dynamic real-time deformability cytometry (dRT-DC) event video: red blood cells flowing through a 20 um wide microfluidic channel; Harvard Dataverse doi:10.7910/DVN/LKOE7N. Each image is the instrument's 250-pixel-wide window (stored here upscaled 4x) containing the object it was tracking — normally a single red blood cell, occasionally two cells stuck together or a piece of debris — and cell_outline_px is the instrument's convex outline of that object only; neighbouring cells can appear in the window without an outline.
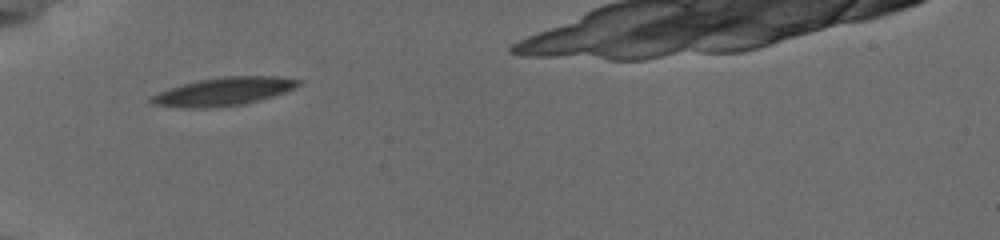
{"species": "common noctule bat (a hibernating species)", "species_latin": "Nyctalus noctula", "temperature_condition": "cold", "stored_images_in_passage": 19, "camera_frame_rate_fps": 3000, "um_per_image_px": 0.085, "animal": {"sex": "female", "body_mass_g": 19.5, "forearm_length_mm": 54.1}, "frame": {"image": 1, "passage_image": 1, "time_ms": 0.0, "image_size_px": [1000, 240], "cell_outline_px": [[304, 80], [300, 84], [284, 92], [272, 96], [240, 104], [204, 108], [180, 108], [152, 104], [148, 100], [148, 96], [184, 84], [200, 80], [224, 76], [276, 76]], "centroid_in_image_um": [18.97, 7.77], "position_along_channel_um": 66.0, "area_um2": 23.76}}
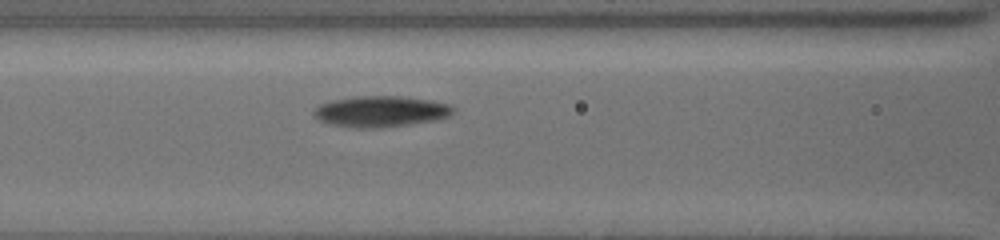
{"frame": {"image": 2, "passage_image": 11, "time_ms": 2.0, "image_size_px": [1000, 240], "cell_outline_px": [[456, 108], [448, 116], [432, 120], [404, 124], [332, 124], [320, 120], [312, 112], [320, 104], [332, 100], [356, 96], [400, 96], [432, 100], [452, 104]], "centroid_in_image_um": [32.44, 9.38], "position_along_channel_um": 134.2, "area_um2": 23.52}}
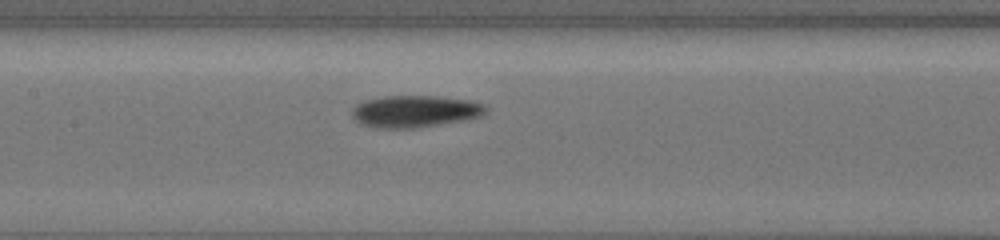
{"frame": {"image": 3, "passage_image": 16, "time_ms": 3.0, "image_size_px": [1000, 240], "cell_outline_px": [[488, 108], [484, 116], [468, 120], [408, 128], [392, 128], [368, 124], [360, 120], [352, 112], [352, 108], [360, 100], [384, 96], [436, 96], [468, 100], [484, 104]], "centroid_in_image_um": [35.38, 9.43], "position_along_channel_um": 172.0, "area_um2": 24.45}}